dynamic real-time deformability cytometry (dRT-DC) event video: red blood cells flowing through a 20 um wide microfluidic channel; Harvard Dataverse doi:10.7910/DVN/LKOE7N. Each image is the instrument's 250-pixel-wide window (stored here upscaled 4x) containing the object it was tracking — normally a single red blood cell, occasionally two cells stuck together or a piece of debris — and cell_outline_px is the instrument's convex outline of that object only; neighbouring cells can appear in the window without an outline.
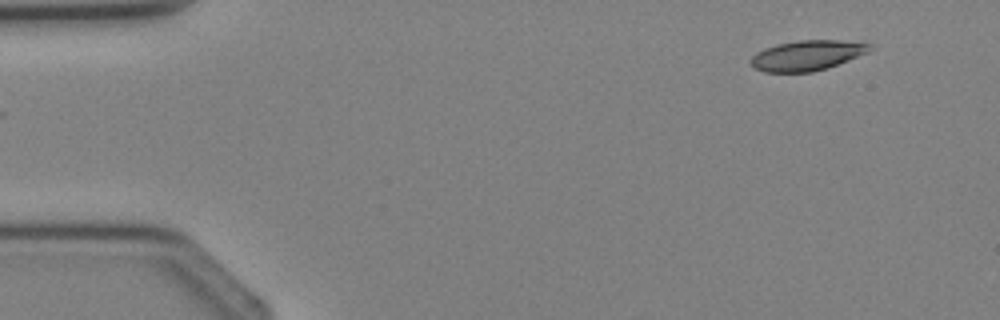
{"species": "Egyptian fruit bat (a non-hibernating species)", "species_latin": "Rousettus aegyptiacus", "temperature_condition": "cold", "stored_images_in_passage": 3, "camera_frame_rate_fps": 3000, "um_per_image_px": 0.085, "animal": {"sex": "female"}, "frame": {"image": 1, "passage_image": 1, "time_ms": 0.0, "image_size_px": [1000, 320], "cell_outline_px": [[872, 44], [868, 52], [828, 68], [812, 72], [764, 72], [756, 68], [748, 60], [756, 52], [764, 48], [776, 44], [800, 40], [840, 40]], "centroid_in_image_um": [68.57, 4.71], "position_along_channel_um": 16.4, "area_um2": 20.87}}
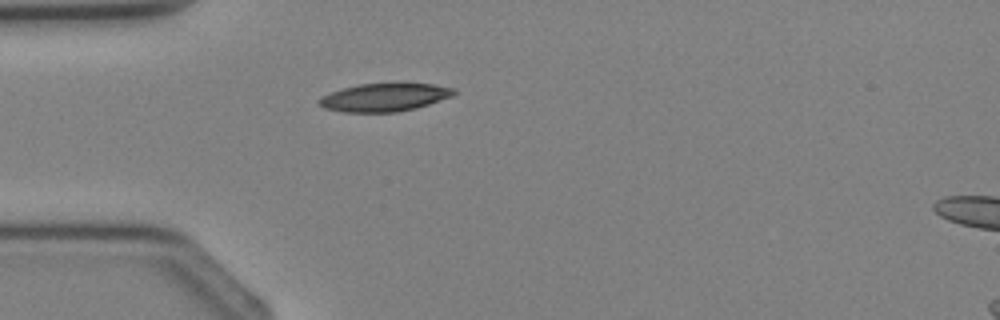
{"frame": {"image": 2, "passage_image": 3, "time_ms": 2.333, "image_size_px": [1000, 320], "cell_outline_px": [[456, 92], [452, 96], [416, 108], [396, 112], [344, 112], [324, 108], [316, 100], [320, 96], [328, 92], [360, 84], [396, 80], [400, 80], [432, 84], [456, 88]], "centroid_in_image_um": [32.69, 8.22], "position_along_channel_um": 52.3, "area_um2": 23.0}}